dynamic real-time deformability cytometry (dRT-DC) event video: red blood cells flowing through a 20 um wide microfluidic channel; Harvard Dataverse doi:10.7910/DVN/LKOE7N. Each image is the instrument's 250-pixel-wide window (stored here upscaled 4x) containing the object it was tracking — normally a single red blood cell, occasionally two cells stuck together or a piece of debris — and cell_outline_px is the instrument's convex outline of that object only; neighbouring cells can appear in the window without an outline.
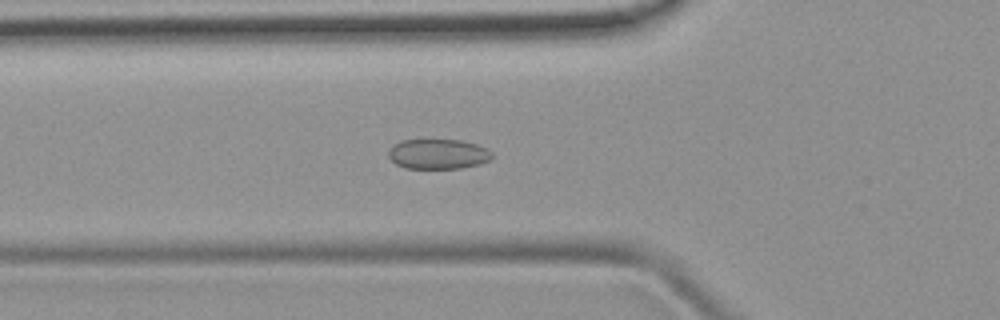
{"species": "common noctule bat (a hibernating species)", "species_latin": "Nyctalus noctula", "temperature_condition": "room temperature", "stored_images_in_passage": 50, "camera_frame_rate_fps": 3000, "um_per_image_px": 0.085, "animal": {"sex": "female", "body_mass_g": 19.9}, "frame": {"image": 1, "passage_image": 18, "time_ms": 5.667, "image_size_px": [1000, 320], "cell_outline_px": [[492, 156], [488, 160], [480, 164], [460, 168], [404, 168], [396, 164], [388, 156], [388, 148], [392, 144], [400, 140], [464, 140], [488, 148], [492, 152]], "centroid_in_image_um": [37.21, 13.08], "position_along_channel_um": 88.6, "area_um2": 18.26}}
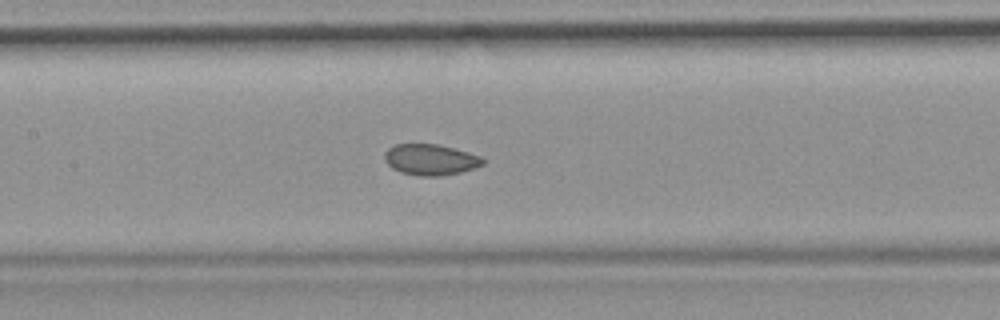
{"frame": {"image": 2, "passage_image": 24, "time_ms": 7.667, "image_size_px": [1000, 320], "cell_outline_px": [[484, 164], [460, 172], [440, 176], [420, 176], [400, 172], [392, 168], [384, 160], [384, 152], [388, 148], [396, 144], [440, 144], [468, 152], [480, 156], [484, 160]], "centroid_in_image_um": [36.56, 13.56], "position_along_channel_um": 170.8, "area_um2": 17.74}}
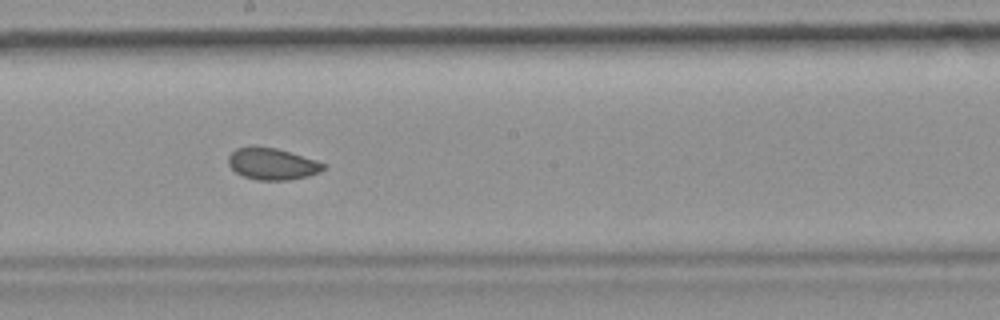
{"frame": {"image": 3, "passage_image": 28, "time_ms": 9.0, "image_size_px": [1000, 320], "cell_outline_px": [[324, 168], [320, 172], [308, 176], [288, 180], [256, 180], [244, 176], [236, 172], [228, 164], [228, 156], [236, 148], [252, 144], [256, 144], [276, 148], [316, 160], [324, 164]], "centroid_in_image_um": [23.09, 13.9], "position_along_channel_um": 225.1, "area_um2": 17.74}}